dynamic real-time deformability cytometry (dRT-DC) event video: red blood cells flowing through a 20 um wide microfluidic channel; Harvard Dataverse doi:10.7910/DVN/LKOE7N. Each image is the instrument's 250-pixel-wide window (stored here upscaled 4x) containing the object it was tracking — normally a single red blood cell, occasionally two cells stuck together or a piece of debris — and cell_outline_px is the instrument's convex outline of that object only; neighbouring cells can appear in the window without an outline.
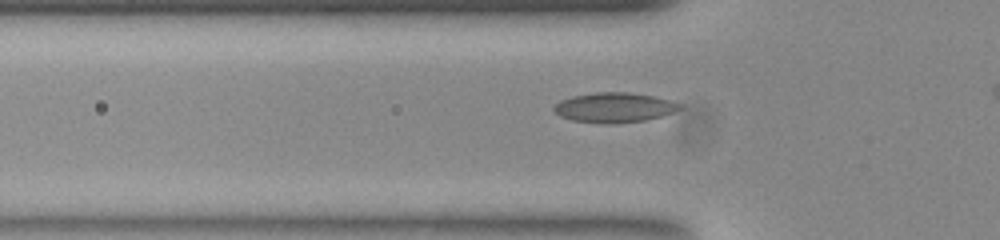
{"species": "common noctule bat (a hibernating species)", "species_latin": "Nyctalus noctula", "temperature_condition": "room temperature", "stored_images_in_passage": 39, "camera_frame_rate_fps": 3000, "um_per_image_px": 0.085, "animal": {"sex": "female", "body_mass_g": 23.0, "forearm_length_mm": 53.4}, "frame": {"image": 1, "passage_image": 12, "time_ms": 3.667, "image_size_px": [1000, 240], "cell_outline_px": [[684, 104], [680, 108], [672, 112], [660, 116], [644, 120], [616, 124], [600, 124], [572, 120], [560, 116], [552, 108], [560, 100], [572, 96], [596, 92], [628, 92], [656, 96]], "centroid_in_image_um": [52.21, 9.14], "position_along_channel_um": 73.6, "area_um2": 22.02}}
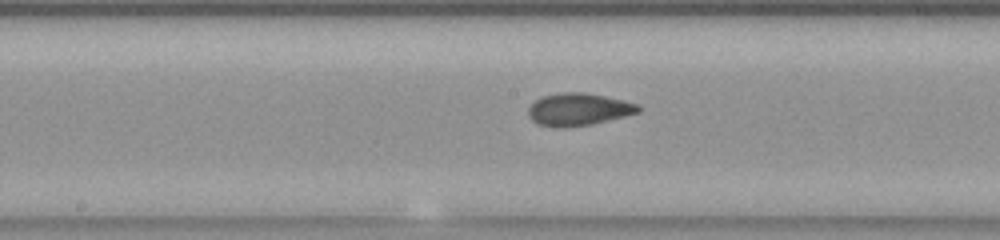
{"frame": {"image": 2, "passage_image": 22, "time_ms": 7.0, "image_size_px": [1000, 240], "cell_outline_px": [[640, 112], [592, 124], [564, 128], [560, 128], [536, 124], [528, 116], [528, 108], [540, 96], [560, 92], [584, 92], [624, 100], [640, 104]], "centroid_in_image_um": [49.15, 9.29], "position_along_channel_um": 199.0, "area_um2": 20.98}}
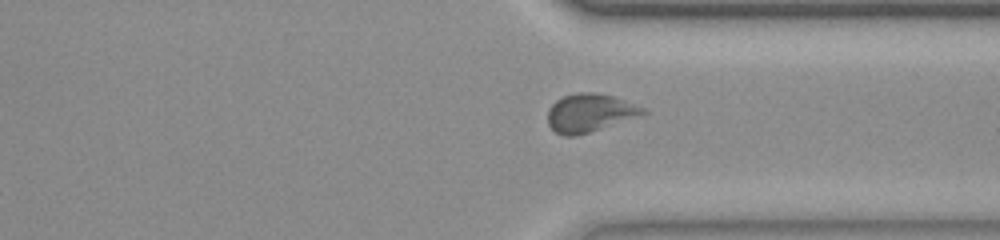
{"frame": {"image": 3, "passage_image": 35, "time_ms": 11.333, "image_size_px": [1000, 240], "cell_outline_px": [[648, 112], [640, 116], [576, 136], [564, 136], [556, 132], [548, 124], [548, 108], [556, 100], [564, 96], [580, 92], [596, 92], [612, 96], [648, 108]], "centroid_in_image_um": [50.15, 9.59], "position_along_channel_um": 361.3, "area_um2": 21.21}}